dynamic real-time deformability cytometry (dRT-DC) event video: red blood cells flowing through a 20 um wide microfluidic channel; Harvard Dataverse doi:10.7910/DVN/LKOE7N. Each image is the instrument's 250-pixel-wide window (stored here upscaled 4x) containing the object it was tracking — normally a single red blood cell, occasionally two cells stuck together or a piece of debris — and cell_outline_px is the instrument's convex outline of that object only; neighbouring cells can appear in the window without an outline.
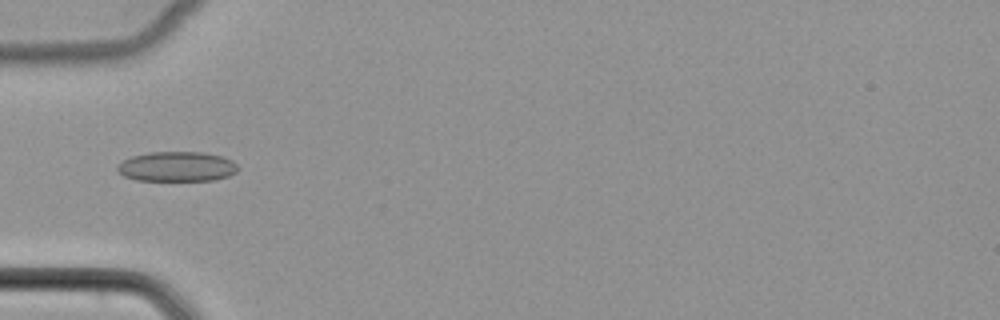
{"species": "common noctule bat (a hibernating species)", "species_latin": "Nyctalus noctula", "temperature_condition": "cold", "stored_images_in_passage": 35, "camera_frame_rate_fps": 3000, "um_per_image_px": 0.085, "animal": {"sex": "female", "body_mass_g": 22.7, "forearm_length_mm": 54.2}, "frame": {"image": 1, "passage_image": 1, "time_ms": 0.0, "image_size_px": [1000, 320], "cell_outline_px": [[240, 168], [236, 172], [228, 176], [212, 180], [136, 180], [124, 176], [116, 168], [124, 160], [132, 156], [148, 152], [204, 152], [220, 156], [232, 160]], "centroid_in_image_um": [15.06, 14.15], "position_along_channel_um": 69.9, "area_um2": 20.87}}
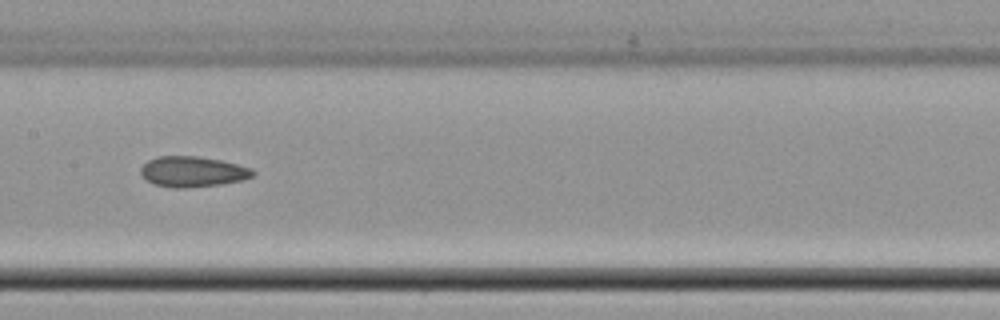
{"frame": {"image": 2, "passage_image": 10, "time_ms": 3.0, "image_size_px": [1000, 320], "cell_outline_px": [[256, 172], [252, 176], [244, 180], [220, 184], [184, 188], [172, 188], [152, 184], [140, 172], [140, 168], [148, 160], [156, 156], [196, 156], [220, 160], [252, 168]], "centroid_in_image_um": [16.37, 14.59], "position_along_channel_um": 191.0, "area_um2": 19.94}}
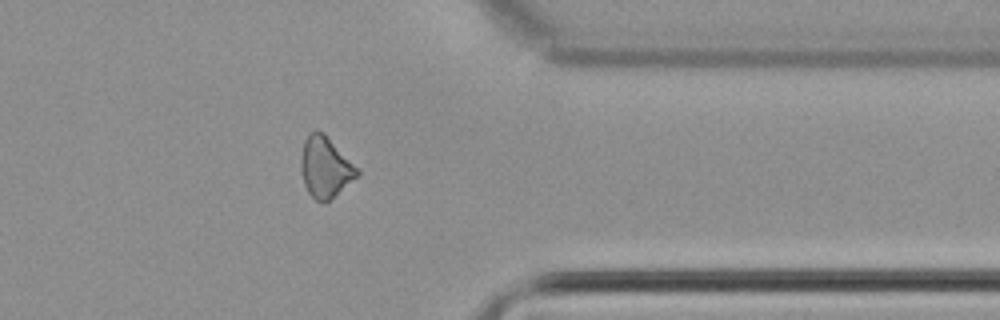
{"frame": {"image": 3, "passage_image": 25, "time_ms": 8.0, "image_size_px": [1000, 320], "cell_outline_px": [[360, 172], [356, 176], [324, 204], [316, 200], [308, 192], [304, 184], [300, 168], [300, 156], [304, 140], [316, 128], [324, 132], [360, 168]], "centroid_in_image_um": [27.63, 14.16], "position_along_channel_um": 383.8, "area_um2": 20.06}}